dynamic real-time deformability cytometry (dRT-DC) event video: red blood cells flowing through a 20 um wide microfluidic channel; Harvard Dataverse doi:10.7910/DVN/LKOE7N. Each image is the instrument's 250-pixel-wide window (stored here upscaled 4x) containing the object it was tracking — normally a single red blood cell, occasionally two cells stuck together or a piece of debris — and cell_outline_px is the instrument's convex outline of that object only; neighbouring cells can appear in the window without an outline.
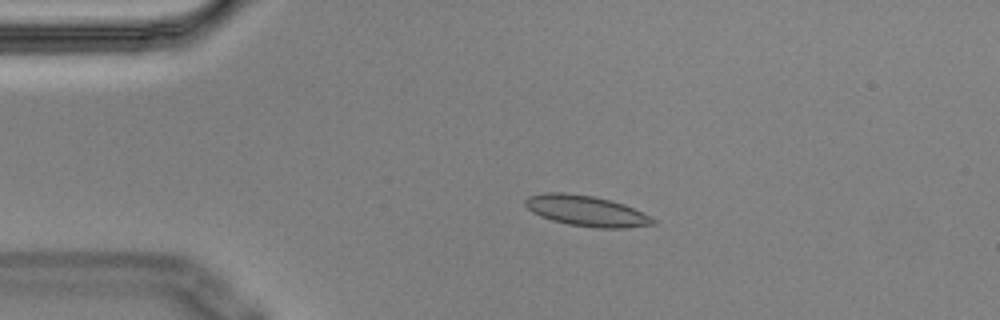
{"species": "Egyptian fruit bat (a non-hibernating species)", "species_latin": "Rousettus aegyptiacus", "temperature_condition": "cold", "stored_images_in_passage": 5, "camera_frame_rate_fps": 3000, "um_per_image_px": 0.085, "animal": {"sex": "male"}, "frame": {"image": 1, "passage_image": 4, "time_ms": 1.0, "image_size_px": [1000, 320], "cell_outline_px": [[656, 224], [624, 228], [596, 228], [568, 224], [552, 220], [540, 216], [532, 212], [524, 204], [524, 200], [528, 196], [544, 192], [564, 192], [592, 196], [612, 200], [624, 204], [652, 216], [656, 220]], "centroid_in_image_um": [49.85, 17.92], "position_along_channel_um": 35.2, "area_um2": 23.0}}